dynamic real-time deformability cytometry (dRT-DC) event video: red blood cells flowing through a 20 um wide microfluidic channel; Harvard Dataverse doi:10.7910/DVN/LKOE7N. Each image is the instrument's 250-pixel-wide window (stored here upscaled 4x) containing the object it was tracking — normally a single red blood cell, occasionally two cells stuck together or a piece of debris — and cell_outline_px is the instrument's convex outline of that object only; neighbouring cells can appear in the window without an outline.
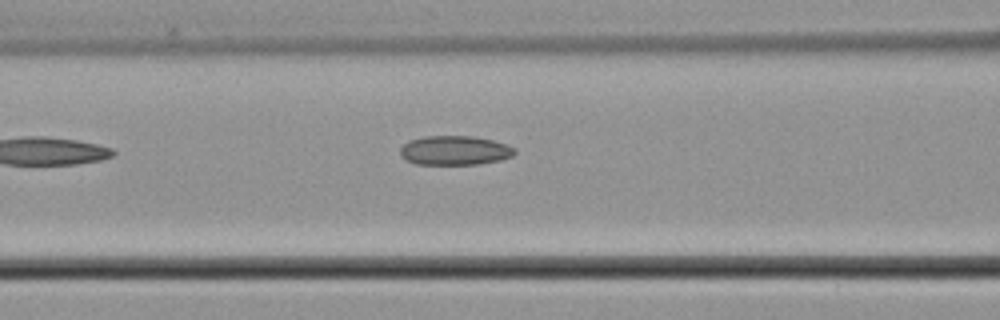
{"species": "common noctule bat (a hibernating species)", "species_latin": "Nyctalus noctula", "temperature_condition": "cold", "stored_images_in_passage": 6, "camera_frame_rate_fps": 3000, "um_per_image_px": 0.085, "animal": {"sex": "male", "body_mass_g": 21.5, "forearm_length_mm": 52.0}, "frame": {"image": 1, "passage_image": 6, "time_ms": 6.333, "image_size_px": [1000, 320], "cell_outline_px": [[516, 152], [512, 156], [500, 160], [480, 164], [416, 164], [404, 160], [400, 156], [400, 148], [408, 140], [424, 136], [472, 136], [492, 140], [516, 148]], "centroid_in_image_um": [38.62, 12.79], "position_along_channel_um": 128.0, "area_um2": 19.65}}